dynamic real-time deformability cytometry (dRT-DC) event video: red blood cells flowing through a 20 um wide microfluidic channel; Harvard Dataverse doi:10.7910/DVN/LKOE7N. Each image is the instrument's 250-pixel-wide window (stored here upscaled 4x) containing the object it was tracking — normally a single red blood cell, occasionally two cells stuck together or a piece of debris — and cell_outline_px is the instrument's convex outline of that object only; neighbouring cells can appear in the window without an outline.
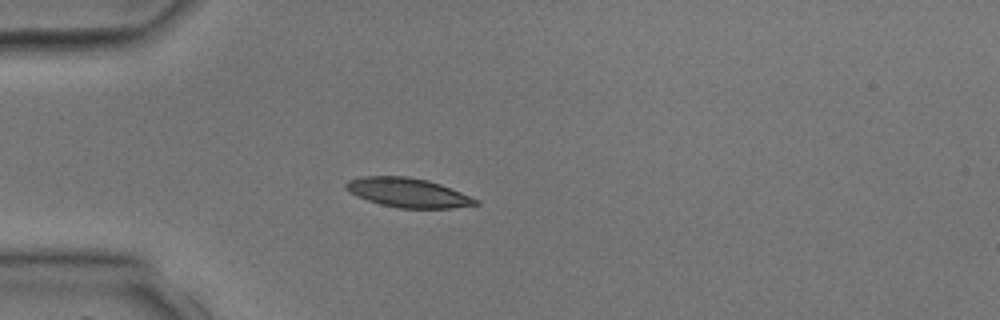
{"species": "common noctule bat (a hibernating species)", "species_latin": "Nyctalus noctula", "temperature_condition": "room temperature", "stored_images_in_passage": 2, "camera_frame_rate_fps": 3000, "um_per_image_px": 0.085, "animal": {"sex": "male", "body_mass_g": 17.9, "forearm_length_mm": 54.2}, "frame": {"image": 1, "passage_image": 2, "time_ms": 1.333, "image_size_px": [1000, 320], "cell_outline_px": [[480, 204], [452, 208], [396, 208], [380, 204], [356, 196], [348, 192], [344, 188], [344, 184], [348, 180], [364, 176], [404, 176], [428, 180], [440, 184], [480, 200]], "centroid_in_image_um": [34.65, 16.38], "position_along_channel_um": 50.4, "area_um2": 22.2}}